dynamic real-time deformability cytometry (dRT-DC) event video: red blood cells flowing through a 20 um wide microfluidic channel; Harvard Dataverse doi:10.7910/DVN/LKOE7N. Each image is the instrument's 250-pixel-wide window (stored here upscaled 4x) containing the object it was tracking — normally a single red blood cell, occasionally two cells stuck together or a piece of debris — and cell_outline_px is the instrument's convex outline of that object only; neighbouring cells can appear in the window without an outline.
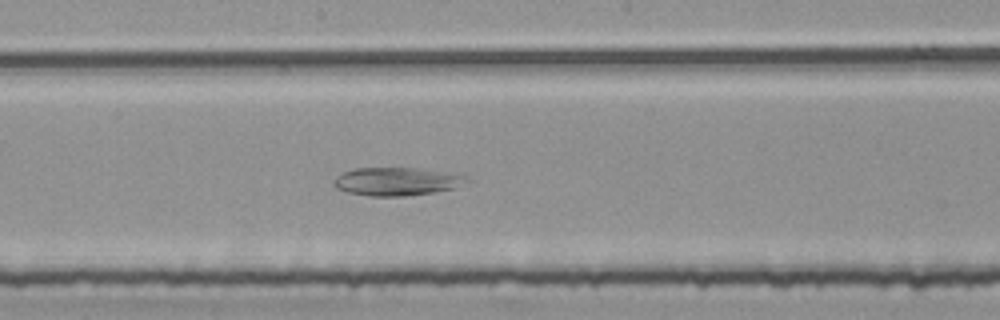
{"species": "common noctule bat (a hibernating species)", "species_latin": "Nyctalus noctula", "temperature_condition": "room temperature", "stored_images_in_passage": 49, "camera_frame_rate_fps": 3000, "um_per_image_px": 0.085, "animal": {"sex": "female", "body_mass_g": 25.1}, "frame": {"image": 1, "passage_image": 25, "time_ms": 8.0, "image_size_px": [1000, 320], "cell_outline_px": [[468, 180], [456, 188], [436, 192], [408, 196], [372, 196], [344, 192], [336, 188], [332, 184], [332, 180], [336, 176], [344, 172], [356, 168], [416, 168], [464, 176]], "centroid_in_image_um": [33.63, 15.44], "position_along_channel_um": 214.6, "area_um2": 21.68}}
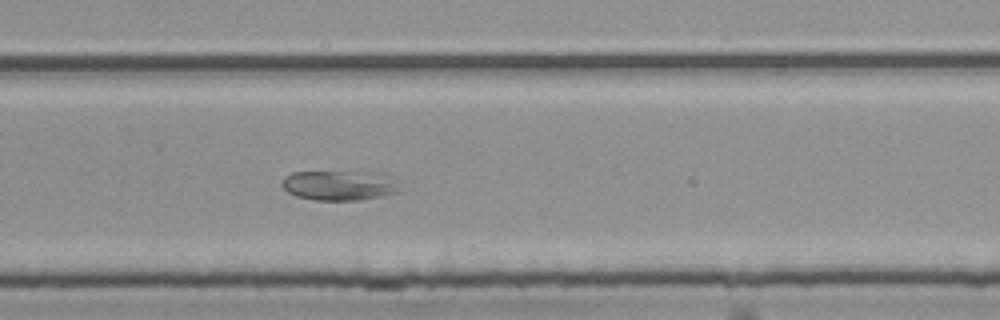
{"frame": {"image": 2, "passage_image": 32, "time_ms": 10.333, "image_size_px": [1000, 320], "cell_outline_px": [[400, 192], [360, 200], [312, 200], [296, 196], [288, 192], [280, 184], [284, 176], [292, 172], [368, 172], [396, 176]], "centroid_in_image_um": [28.86, 15.75], "position_along_channel_um": 300.9, "area_um2": 20.75}}
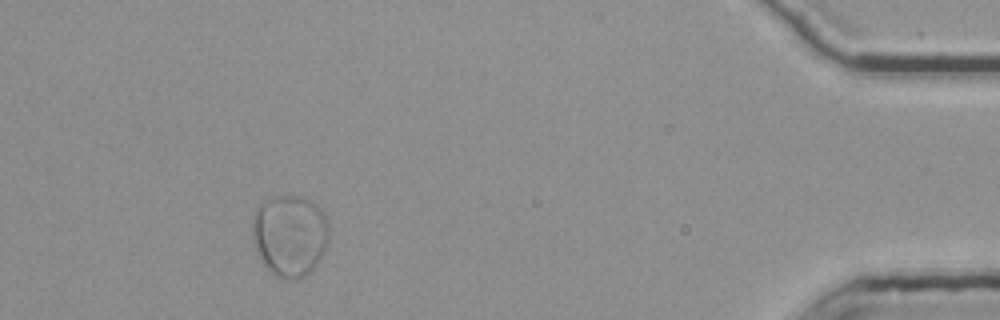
{"frame": {"image": 3, "passage_image": 46, "time_ms": 15.0, "image_size_px": [1000, 320], "cell_outline_px": [[328, 240], [316, 264], [304, 276], [280, 276], [272, 272], [268, 268], [260, 256], [256, 248], [256, 208], [260, 204], [276, 196], [304, 196], [316, 204], [320, 208], [328, 224]], "centroid_in_image_um": [24.69, 19.94], "position_along_channel_um": 410.5, "area_um2": 34.68}}